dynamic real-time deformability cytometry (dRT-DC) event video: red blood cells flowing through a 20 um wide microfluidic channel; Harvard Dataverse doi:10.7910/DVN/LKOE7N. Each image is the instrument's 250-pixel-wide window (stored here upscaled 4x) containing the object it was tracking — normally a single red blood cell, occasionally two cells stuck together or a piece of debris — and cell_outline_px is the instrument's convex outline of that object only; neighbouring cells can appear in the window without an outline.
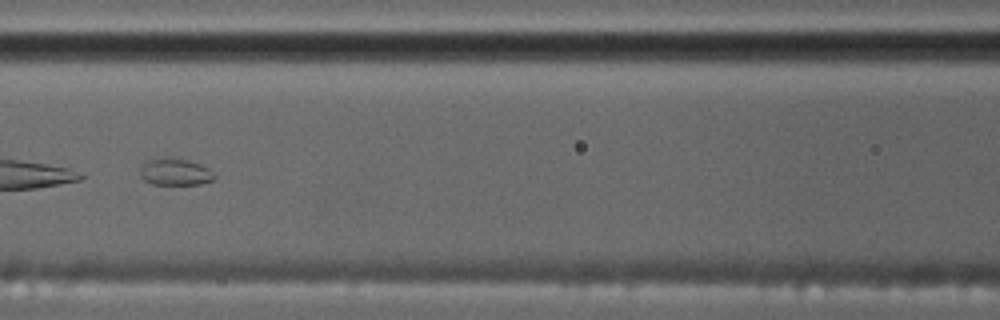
{"species": "common noctule bat (a hibernating species)", "species_latin": "Nyctalus noctula", "temperature_condition": "cold", "stored_images_in_passage": 11, "camera_frame_rate_fps": 3000, "um_per_image_px": 0.085, "animal": {"sex": "male", "body_mass_g": 17.5, "forearm_length_mm": 52.3}, "frame": {"image": 1, "passage_image": 8, "time_ms": 9.0, "image_size_px": [1000, 320], "cell_outline_px": [[216, 176], [212, 180], [200, 184], [152, 184], [144, 180], [140, 176], [140, 172], [144, 164], [148, 160], [168, 156], [188, 160], [200, 164], [208, 168]], "centroid_in_image_um": [14.89, 14.6], "position_along_channel_um": 151.7, "area_um2": 11.62}}